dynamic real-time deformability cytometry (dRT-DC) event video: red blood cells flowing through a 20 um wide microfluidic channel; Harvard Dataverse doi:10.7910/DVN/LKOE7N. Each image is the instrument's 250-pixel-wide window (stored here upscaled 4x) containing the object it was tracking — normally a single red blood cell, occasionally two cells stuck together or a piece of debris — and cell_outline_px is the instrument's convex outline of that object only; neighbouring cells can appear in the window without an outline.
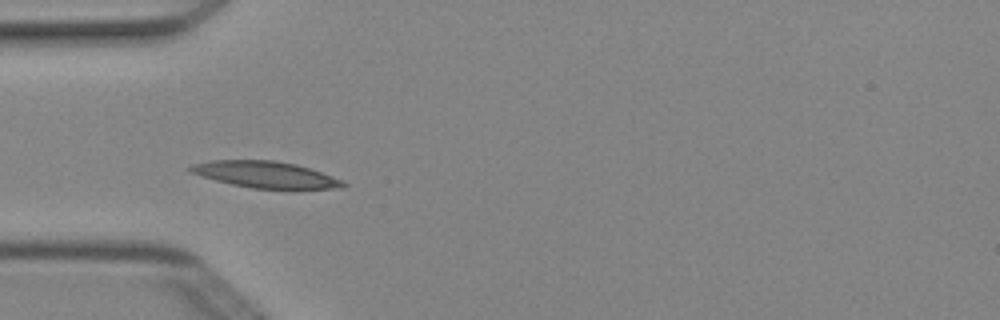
{"species": "Egyptian fruit bat (a non-hibernating species)", "species_latin": "Rousettus aegyptiacus", "temperature_condition": "cold", "stored_images_in_passage": 8, "camera_frame_rate_fps": 3000, "um_per_image_px": 0.085, "animal": {"sex": "female"}, "frame": {"image": 1, "passage_image": 5, "time_ms": 1.333, "image_size_px": [1000, 320], "cell_outline_px": [[348, 184], [344, 188], [252, 188], [232, 184], [200, 176], [188, 172], [184, 168], [192, 164], [212, 160], [272, 160], [296, 164], [344, 180]], "centroid_in_image_um": [22.51, 14.83], "position_along_channel_um": 62.5, "area_um2": 23.47}}
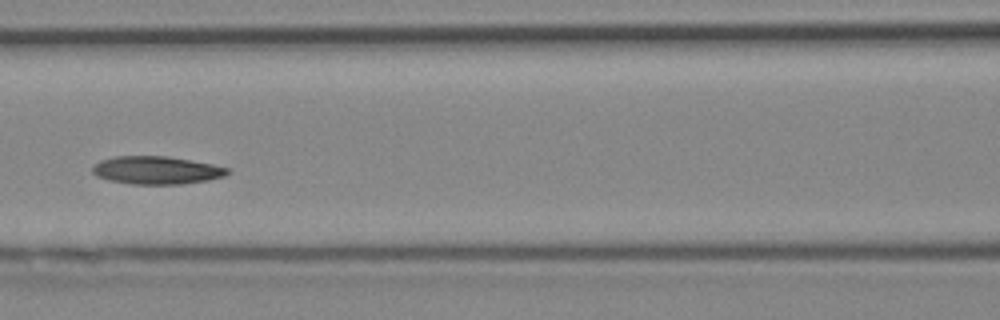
{"frame": {"image": 2, "passage_image": 7, "time_ms": 2.0, "image_size_px": [1000, 320], "cell_outline_px": [[228, 172], [224, 176], [208, 180], [184, 184], [132, 184], [108, 180], [96, 176], [92, 172], [92, 168], [100, 160], [112, 156], [164, 156], [212, 164], [228, 168]], "centroid_in_image_um": [13.26, 14.47], "position_along_channel_um": 153.3, "area_um2": 21.85}}
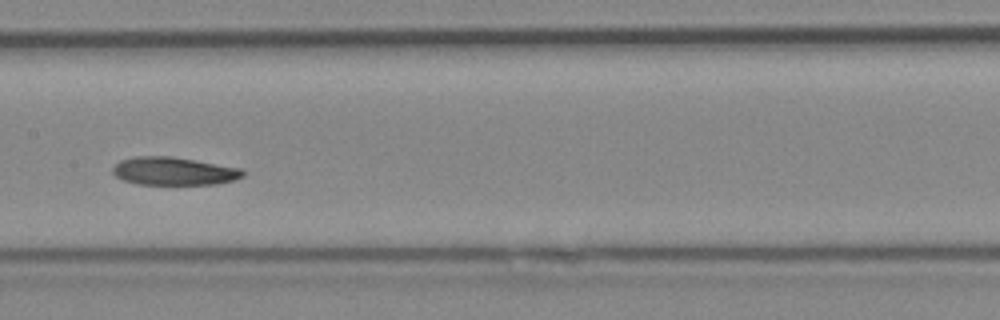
{"frame": {"image": 3, "passage_image": 8, "time_ms": 2.333, "image_size_px": [1000, 320], "cell_outline_px": [[244, 176], [232, 180], [216, 184], [136, 184], [124, 180], [116, 176], [112, 172], [112, 168], [120, 160], [132, 156], [172, 156], [244, 168]], "centroid_in_image_um": [14.78, 14.53], "position_along_channel_um": 192.6, "area_um2": 21.39}}